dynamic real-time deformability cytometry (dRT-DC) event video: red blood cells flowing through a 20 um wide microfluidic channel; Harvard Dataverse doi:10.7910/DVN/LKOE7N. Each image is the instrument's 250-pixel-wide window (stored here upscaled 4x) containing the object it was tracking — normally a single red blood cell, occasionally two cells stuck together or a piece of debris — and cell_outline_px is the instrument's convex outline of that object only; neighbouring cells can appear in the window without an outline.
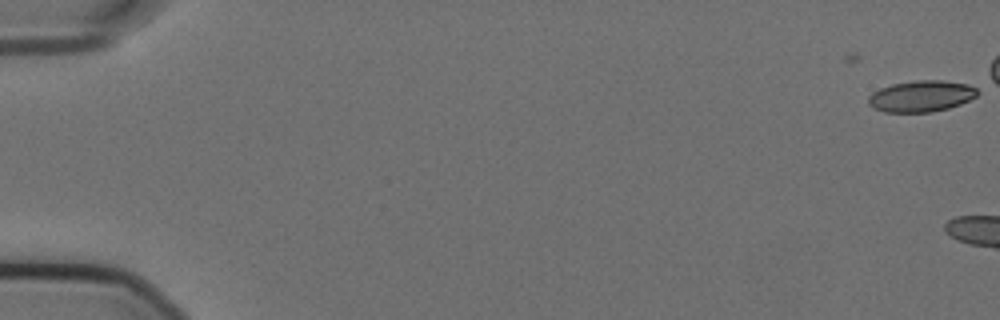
{"species": "Egyptian fruit bat (a non-hibernating species)", "species_latin": "Rousettus aegyptiacus", "temperature_condition": "cold", "stored_images_in_passage": 10, "camera_frame_rate_fps": 3000, "um_per_image_px": 0.085, "animal": {"sex": "female"}, "frame": {"image": 1, "passage_image": 1, "time_ms": 0.0, "image_size_px": [1000, 320], "cell_outline_px": [[980, 92], [976, 96], [960, 104], [948, 108], [932, 112], [884, 112], [872, 108], [868, 104], [868, 96], [872, 92], [880, 88], [892, 84], [916, 80], [944, 80], [968, 84], [976, 88]], "centroid_in_image_um": [78.29, 8.17], "position_along_channel_um": 6.7, "area_um2": 20.06}}